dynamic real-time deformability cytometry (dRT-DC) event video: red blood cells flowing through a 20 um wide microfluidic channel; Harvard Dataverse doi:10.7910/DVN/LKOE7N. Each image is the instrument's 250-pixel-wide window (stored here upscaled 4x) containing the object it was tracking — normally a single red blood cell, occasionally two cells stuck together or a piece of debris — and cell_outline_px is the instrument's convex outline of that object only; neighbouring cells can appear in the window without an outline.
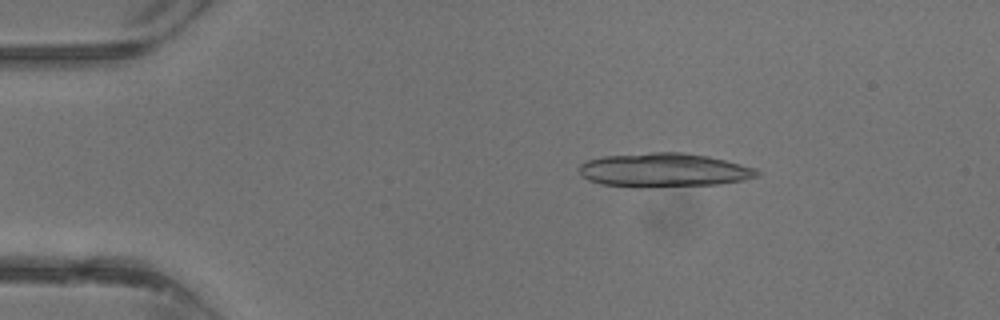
{"species": "common noctule bat (a hibernating species)", "species_latin": "Nyctalus noctula", "temperature_condition": "warm", "stored_images_in_passage": 36, "camera_frame_rate_fps": 3000, "um_per_image_px": 0.085, "animal": {"sex": "male", "body_mass_g": 13.3}, "frame": {"image": 1, "passage_image": 6, "time_ms": 1.667, "image_size_px": [1000, 320], "cell_outline_px": [[760, 176], [744, 180], [720, 184], [648, 188], [600, 184], [588, 180], [580, 172], [580, 164], [588, 160], [604, 156], [652, 152], [684, 152], [708, 156], [756, 168], [760, 172]], "centroid_in_image_um": [56.46, 14.47], "position_along_channel_um": 28.5, "area_um2": 35.37}}